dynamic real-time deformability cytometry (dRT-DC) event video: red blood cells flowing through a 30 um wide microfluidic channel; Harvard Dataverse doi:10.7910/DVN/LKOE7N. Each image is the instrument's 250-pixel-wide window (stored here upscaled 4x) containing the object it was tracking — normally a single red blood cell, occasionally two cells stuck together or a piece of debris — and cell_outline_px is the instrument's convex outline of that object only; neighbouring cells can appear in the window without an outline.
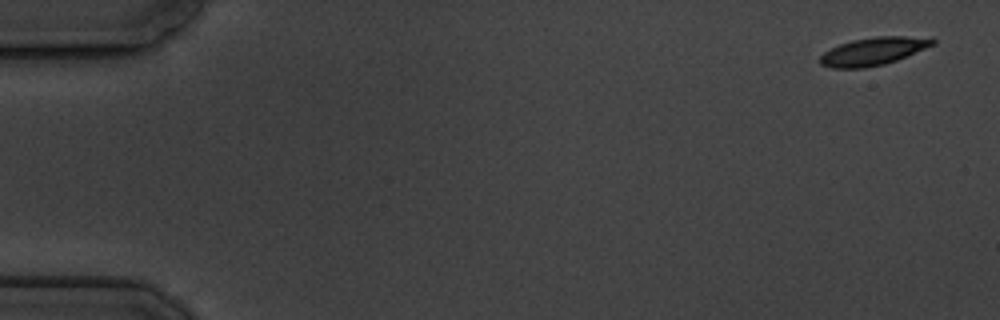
{"species": "common noctule bat (a hibernating species)", "species_latin": "Nyctalus noctula", "temperature_condition": "cold", "stored_images_in_passage": 13, "camera_frame_rate_fps": 3000, "um_per_image_px": 0.085, "animal": {"sex": "male", "body_mass_g": 19.5, "forearm_length_mm": 54.6}, "frame": {"image": 1, "passage_image": 1, "time_ms": 0.0, "image_size_px": [1000, 320], "cell_outline_px": [[936, 44], [896, 60], [884, 64], [864, 68], [832, 68], [820, 64], [820, 56], [824, 52], [840, 44], [852, 40], [876, 36], [904, 36], [936, 40]], "centroid_in_image_um": [74.19, 4.36], "position_along_channel_um": 10.8, "area_um2": 17.98}}
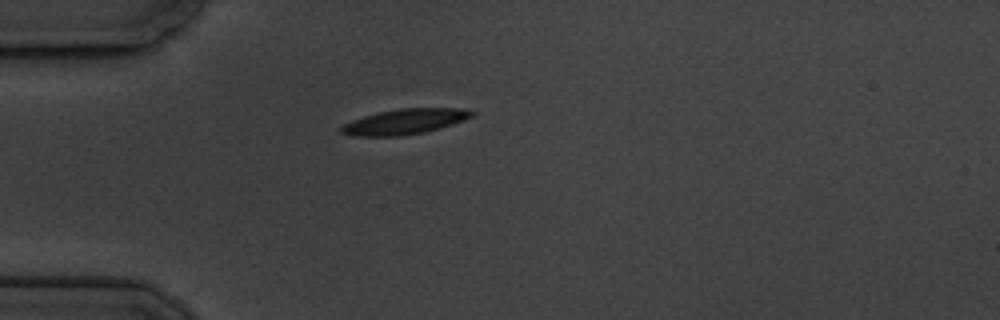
{"frame": {"image": 2, "passage_image": 4, "time_ms": 4.667, "image_size_px": [1000, 320], "cell_outline_px": [[476, 112], [472, 116], [464, 120], [440, 128], [424, 132], [400, 136], [352, 136], [340, 132], [340, 128], [344, 124], [352, 120], [376, 112], [400, 108], [460, 108]], "centroid_in_image_um": [34.38, 10.33], "position_along_channel_um": 50.6, "area_um2": 19.25}}
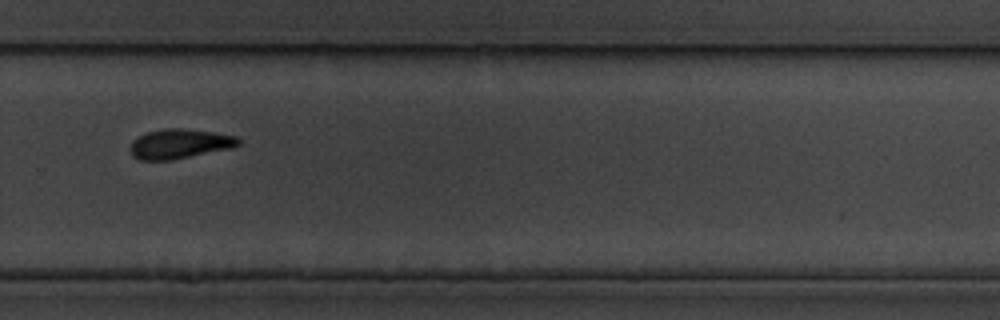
{"frame": {"image": 3, "passage_image": 11, "time_ms": 12.667, "image_size_px": [1000, 320], "cell_outline_px": [[240, 144], [232, 148], [172, 160], [140, 160], [132, 156], [128, 148], [132, 140], [148, 132], [164, 128], [184, 128], [212, 132], [236, 136], [240, 140]], "centroid_in_image_um": [15.24, 12.23], "position_along_channel_um": 314.6, "area_um2": 18.79}, "authors_computed_cell_mechanics": {"area_um2": 19.2474, "velocity_mm_per_s": 3.4669, "shape_relaxation_time_tau1_ms": 3.8388, "shape_relaxation_time_tau2_ms": 3.9102, "deformation_change_tau1": 0.104, "deformation_change_tau2": 0.0791}}